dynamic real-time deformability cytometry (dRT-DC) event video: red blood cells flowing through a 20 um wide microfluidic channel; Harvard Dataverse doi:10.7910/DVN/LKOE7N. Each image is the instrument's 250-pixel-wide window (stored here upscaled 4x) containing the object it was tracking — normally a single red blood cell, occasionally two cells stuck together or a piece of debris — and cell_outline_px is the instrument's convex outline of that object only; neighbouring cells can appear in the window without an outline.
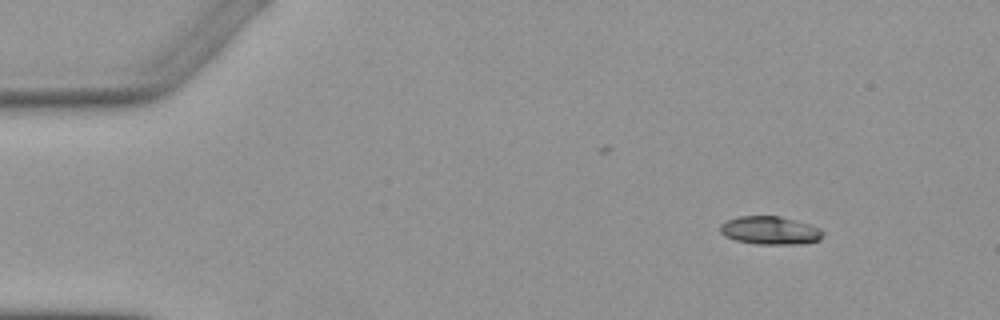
{"species": "Egyptian fruit bat (a non-hibernating species)", "species_latin": "Rousettus aegyptiacus", "temperature_condition": "warm", "stored_images_in_passage": 4, "camera_frame_rate_fps": 3000, "um_per_image_px": 0.085, "animal": {"sex": "female"}, "frame": {"image": 1, "passage_image": 1, "time_ms": 0.0, "image_size_px": [1000, 320], "cell_outline_px": [[824, 232], [820, 240], [800, 244], [756, 244], [736, 240], [724, 236], [720, 232], [720, 224], [728, 220], [740, 216], [780, 216], [808, 224], [820, 228]], "centroid_in_image_um": [65.45, 19.59], "position_along_channel_um": 19.5, "area_um2": 16.82}}
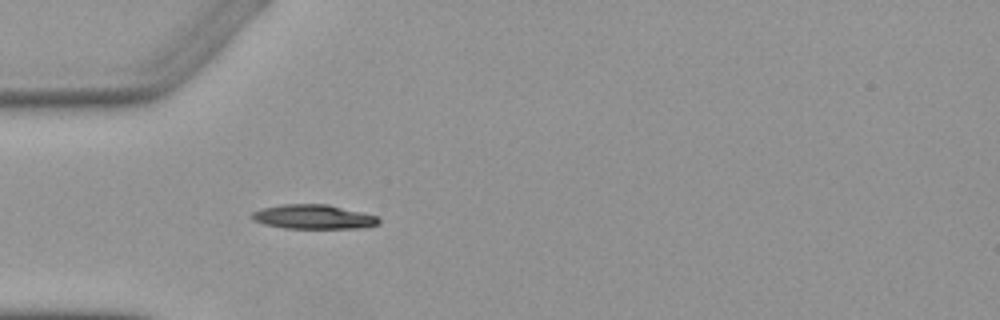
{"frame": {"image": 2, "passage_image": 4, "time_ms": 3.333, "image_size_px": [1000, 320], "cell_outline_px": [[380, 224], [360, 228], [284, 228], [264, 224], [252, 220], [248, 216], [252, 212], [264, 208], [284, 204], [328, 204], [376, 216], [380, 220]], "centroid_in_image_um": [26.61, 18.43], "position_along_channel_um": 58.4, "area_um2": 17.92}}